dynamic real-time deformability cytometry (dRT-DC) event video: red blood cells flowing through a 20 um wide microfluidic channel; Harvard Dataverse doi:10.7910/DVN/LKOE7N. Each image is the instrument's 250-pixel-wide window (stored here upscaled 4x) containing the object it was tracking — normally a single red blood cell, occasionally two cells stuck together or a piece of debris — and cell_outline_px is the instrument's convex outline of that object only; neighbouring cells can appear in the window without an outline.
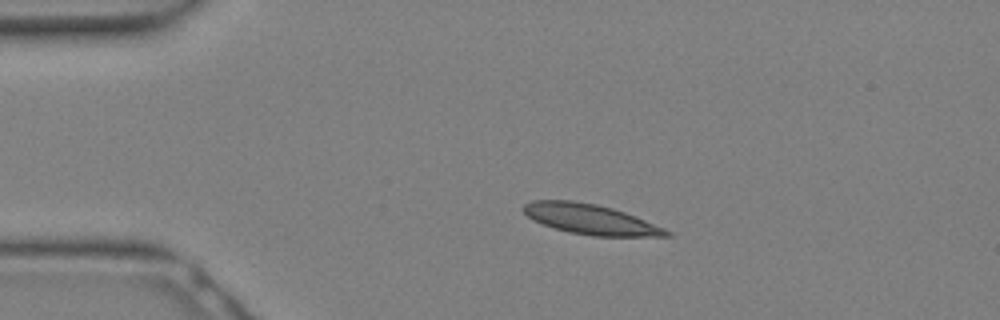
{"species": "Egyptian fruit bat (a non-hibernating species)", "species_latin": "Rousettus aegyptiacus", "temperature_condition": "warm", "stored_images_in_passage": 19, "camera_frame_rate_fps": 3000, "um_per_image_px": 0.085, "animal": {"sex": "female"}, "frame": {"image": 1, "passage_image": 5, "time_ms": 1.333, "image_size_px": [1000, 320], "cell_outline_px": [[672, 236], [592, 236], [568, 232], [544, 224], [528, 216], [524, 212], [524, 204], [532, 200], [572, 200], [596, 204], [612, 208], [624, 212], [664, 228], [672, 232]], "centroid_in_image_um": [50.2, 18.63], "position_along_channel_um": 34.8, "area_um2": 24.74}}
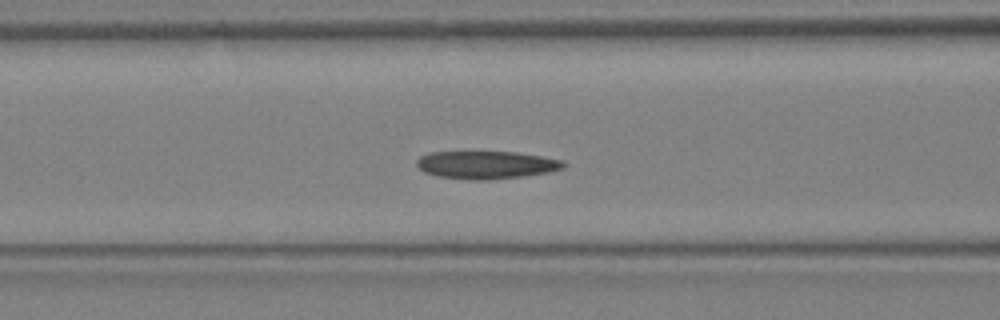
{"frame": {"image": 2, "passage_image": 11, "time_ms": 3.333, "image_size_px": [1000, 320], "cell_outline_px": [[568, 164], [564, 168], [548, 172], [524, 176], [488, 180], [472, 180], [436, 176], [424, 172], [416, 164], [416, 160], [420, 156], [432, 152], [516, 152], [564, 160]], "centroid_in_image_um": [41.35, 14.02], "position_along_channel_um": 125.2, "area_um2": 23.87}}
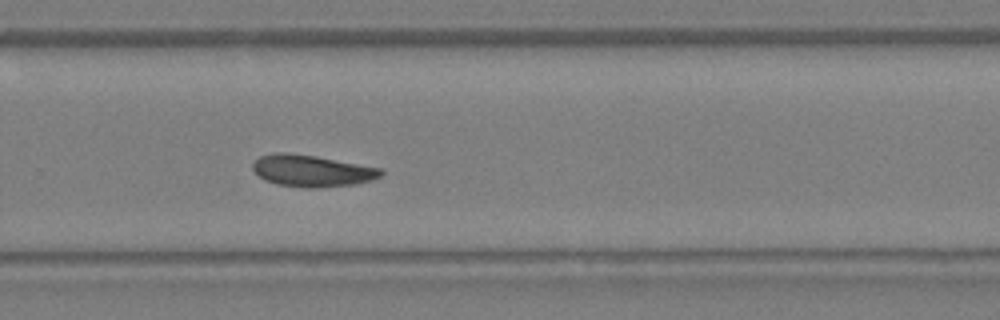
{"frame": {"image": 3, "passage_image": 19, "time_ms": 6.0, "image_size_px": [1000, 320], "cell_outline_px": [[384, 172], [380, 176], [372, 180], [356, 184], [316, 188], [304, 188], [276, 184], [264, 180], [252, 168], [252, 164], [260, 156], [272, 152], [284, 152], [316, 156], [384, 168]], "centroid_in_image_um": [26.53, 14.52], "position_along_channel_um": 303.3, "area_um2": 23.93}}